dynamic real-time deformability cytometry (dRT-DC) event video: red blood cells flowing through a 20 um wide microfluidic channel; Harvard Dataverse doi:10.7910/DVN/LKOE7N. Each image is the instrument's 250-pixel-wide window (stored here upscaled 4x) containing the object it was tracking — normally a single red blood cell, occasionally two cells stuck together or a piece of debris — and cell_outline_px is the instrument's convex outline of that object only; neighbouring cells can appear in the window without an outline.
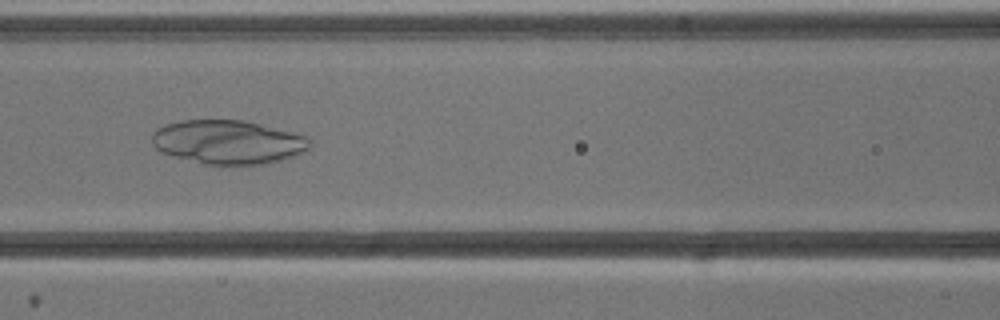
{"species": "common noctule bat (a hibernating species)", "species_latin": "Nyctalus noctula", "temperature_condition": "cold", "stored_images_in_passage": 5, "camera_frame_rate_fps": 3000, "um_per_image_px": 0.085, "animal": {"sex": "male", "body_mass_g": 13.3}, "frame": {"image": 1, "passage_image": 3, "time_ms": 2.333, "image_size_px": [1000, 320], "cell_outline_px": [[312, 148], [304, 152], [280, 160], [264, 164], [204, 164], [160, 152], [152, 144], [152, 132], [156, 128], [164, 124], [180, 120], [244, 120], [308, 136], [312, 144]], "centroid_in_image_um": [19.38, 12.06], "position_along_channel_um": 147.2, "area_um2": 40.46}}
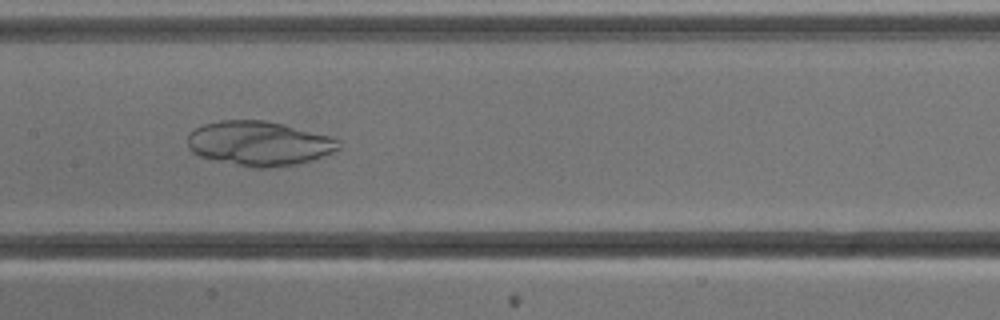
{"frame": {"image": 2, "passage_image": 4, "time_ms": 3.333, "image_size_px": [1000, 320], "cell_outline_px": [[340, 148], [316, 160], [300, 164], [268, 168], [252, 168], [200, 156], [192, 152], [188, 148], [188, 132], [204, 124], [220, 120], [264, 120], [284, 124], [332, 136], [340, 140]], "centroid_in_image_um": [22.06, 12.19], "position_along_channel_um": 185.3, "area_um2": 39.59}}
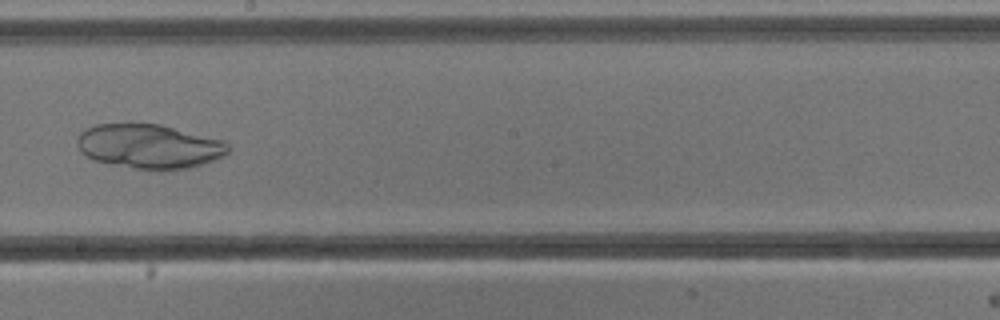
{"frame": {"image": 3, "passage_image": 5, "time_ms": 4.667, "image_size_px": [1000, 320], "cell_outline_px": [[232, 148], [224, 156], [188, 168], [136, 168], [112, 164], [92, 160], [80, 152], [76, 144], [76, 136], [84, 128], [96, 124], [160, 124], [224, 140]], "centroid_in_image_um": [12.64, 12.41], "position_along_channel_um": 235.6, "area_um2": 38.78}}